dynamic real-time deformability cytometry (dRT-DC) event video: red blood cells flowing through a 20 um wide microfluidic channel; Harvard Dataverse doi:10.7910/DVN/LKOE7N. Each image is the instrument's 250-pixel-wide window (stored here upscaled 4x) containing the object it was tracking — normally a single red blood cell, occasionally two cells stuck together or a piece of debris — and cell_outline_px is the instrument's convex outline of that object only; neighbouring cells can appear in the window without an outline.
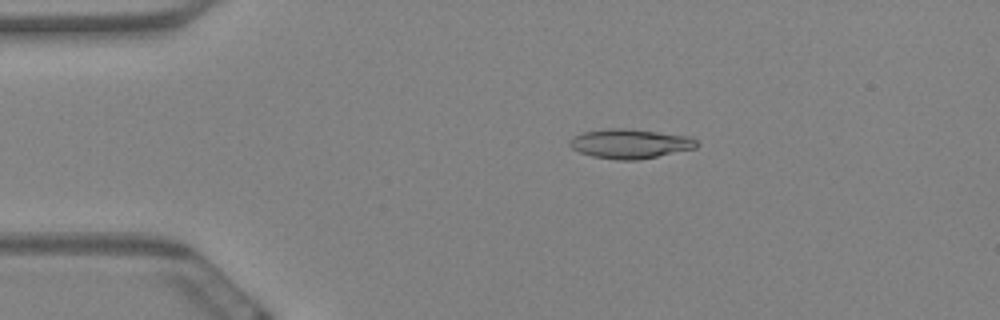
{"species": "Egyptian fruit bat (a non-hibernating species)", "species_latin": "Rousettus aegyptiacus", "temperature_condition": "warm", "stored_images_in_passage": 59, "camera_frame_rate_fps": 3000, "um_per_image_px": 0.085, "animal": {"sex": "female"}, "frame": {"image": 1, "passage_image": 12, "time_ms": 3.667, "image_size_px": [1000, 320], "cell_outline_px": [[700, 144], [696, 148], [636, 160], [616, 160], [592, 156], [580, 152], [572, 148], [568, 144], [568, 140], [572, 136], [584, 132], [608, 128], [624, 128], [692, 136]], "centroid_in_image_um": [53.55, 12.21], "position_along_channel_um": 31.5, "area_um2": 21.85}}
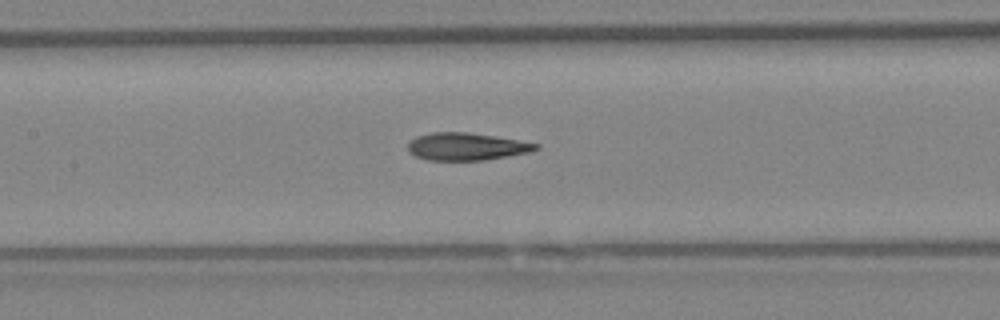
{"frame": {"image": 2, "passage_image": 28, "time_ms": 9.0, "image_size_px": [1000, 320], "cell_outline_px": [[540, 148], [528, 152], [508, 156], [484, 160], [428, 160], [416, 156], [408, 152], [408, 140], [416, 136], [432, 132], [468, 132], [540, 144]], "centroid_in_image_um": [39.6, 12.45], "position_along_channel_um": 167.8, "area_um2": 20.4}}
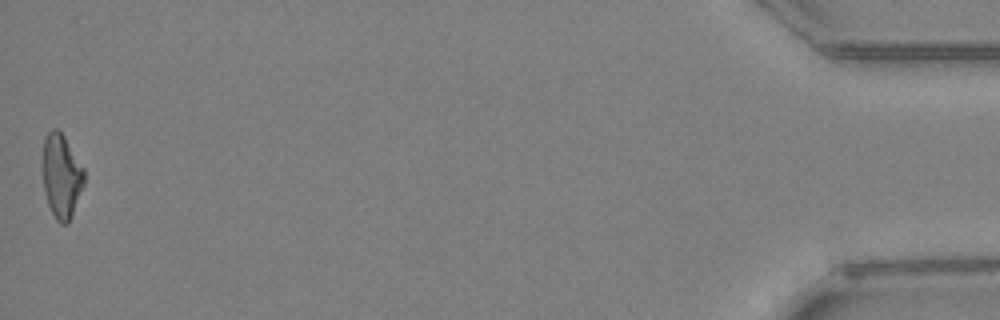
{"frame": {"image": 3, "passage_image": 59, "time_ms": 19.333, "image_size_px": [1000, 320], "cell_outline_px": [[84, 184], [68, 224], [60, 224], [56, 220], [48, 204], [44, 192], [40, 164], [44, 136], [52, 128], [56, 128], [64, 136], [84, 168]], "centroid_in_image_um": [5.17, 14.93], "position_along_channel_um": 430.0, "area_um2": 20.81}, "authors_computed_cell_mechanics": {"area_um2": 20.8658, "velocity_mm_per_s": 3.4792, "shape_relaxation_time_tau1_ms": null, "shape_relaxation_time_tau2_ms": 3.2642, "deformation_change_tau1": null, "deformation_change_tau2": 0.1373}}